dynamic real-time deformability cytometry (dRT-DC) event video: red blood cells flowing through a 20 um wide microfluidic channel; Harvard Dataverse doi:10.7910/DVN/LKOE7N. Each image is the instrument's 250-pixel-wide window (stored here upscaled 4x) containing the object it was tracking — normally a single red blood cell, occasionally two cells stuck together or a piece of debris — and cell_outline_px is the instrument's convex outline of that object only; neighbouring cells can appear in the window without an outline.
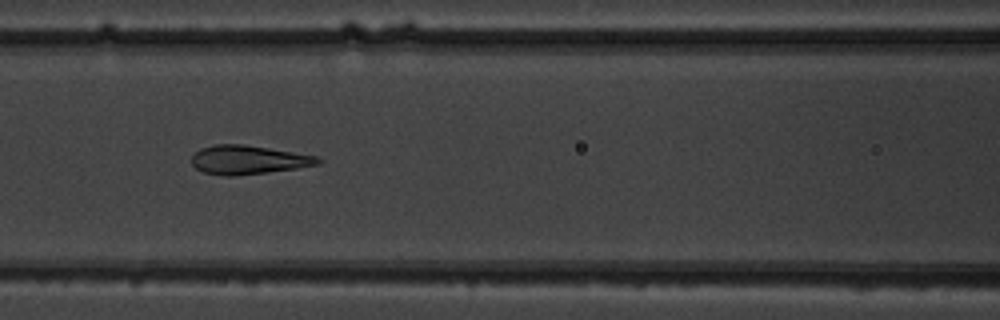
{"species": "common noctule bat (a hibernating species)", "species_latin": "Nyctalus noctula", "temperature_condition": "warm", "stored_images_in_passage": 9, "camera_frame_rate_fps": 3000, "um_per_image_px": 0.085, "animal": {"sex": "male", "body_mass_g": 19.5, "forearm_length_mm": 54.6}, "frame": {"image": 1, "passage_image": 7, "time_ms": 7.0, "image_size_px": [1000, 320], "cell_outline_px": [[324, 160], [320, 164], [296, 168], [236, 176], [224, 176], [204, 172], [196, 168], [192, 164], [192, 156], [200, 148], [216, 144], [244, 144], [320, 156]], "centroid_in_image_um": [21.14, 13.58], "position_along_channel_um": 145.5, "area_um2": 21.33}}
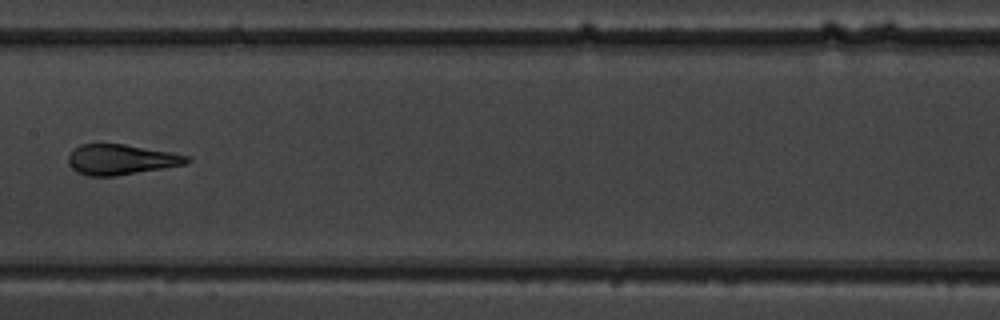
{"frame": {"image": 2, "passage_image": 8, "time_ms": 8.333, "image_size_px": [1000, 320], "cell_outline_px": [[192, 160], [188, 164], [116, 176], [88, 176], [76, 172], [68, 164], [68, 156], [80, 144], [124, 144], [172, 152], [192, 156]], "centroid_in_image_um": [10.34, 13.57], "position_along_channel_um": 197.1, "area_um2": 21.15}}
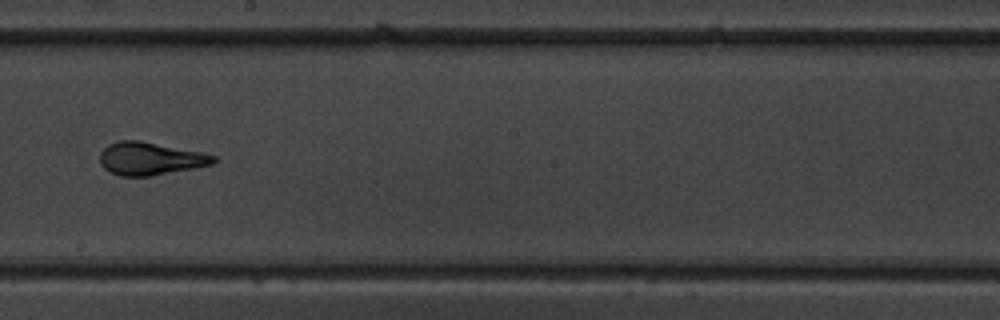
{"frame": {"image": 3, "passage_image": 9, "time_ms": 9.333, "image_size_px": [1000, 320], "cell_outline_px": [[216, 160], [212, 164], [192, 168], [148, 176], [120, 176], [108, 172], [100, 164], [100, 152], [108, 144], [120, 140], [140, 140], [204, 152], [216, 156]], "centroid_in_image_um": [12.74, 13.47], "position_along_channel_um": 235.5, "area_um2": 21.79}}